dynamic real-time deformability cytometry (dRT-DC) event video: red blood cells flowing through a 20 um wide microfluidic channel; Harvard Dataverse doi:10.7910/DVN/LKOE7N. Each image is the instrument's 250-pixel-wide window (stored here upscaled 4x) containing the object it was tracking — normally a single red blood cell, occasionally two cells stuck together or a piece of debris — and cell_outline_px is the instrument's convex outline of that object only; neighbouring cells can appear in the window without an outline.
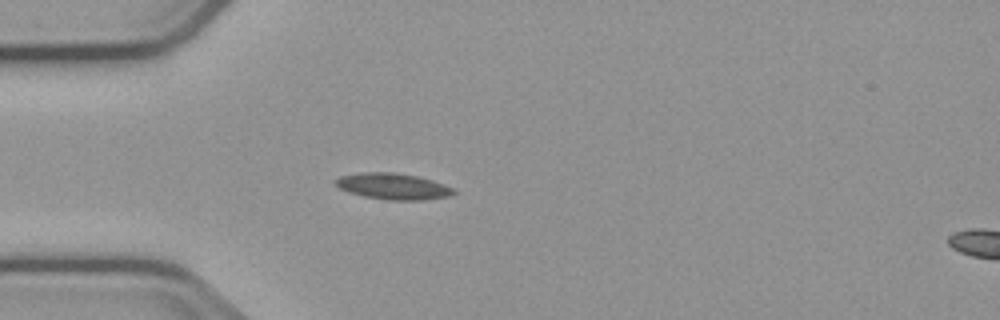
{"species": "common noctule bat (a hibernating species)", "species_latin": "Nyctalus noctula", "temperature_condition": "cold", "stored_images_in_passage": 54, "camera_frame_rate_fps": 3000, "um_per_image_px": 0.085, "animal": {"sex": "male", "body_mass_g": 23.1, "forearm_length_mm": 52.7}, "frame": {"image": 1, "passage_image": 15, "time_ms": 4.667, "image_size_px": [1000, 320], "cell_outline_px": [[456, 192], [448, 196], [424, 200], [388, 200], [364, 196], [348, 192], [340, 188], [336, 184], [336, 180], [340, 176], [364, 172], [392, 172], [416, 176], [432, 180], [444, 184], [452, 188]], "centroid_in_image_um": [33.42, 15.84], "position_along_channel_um": 51.6, "area_um2": 17.8}}
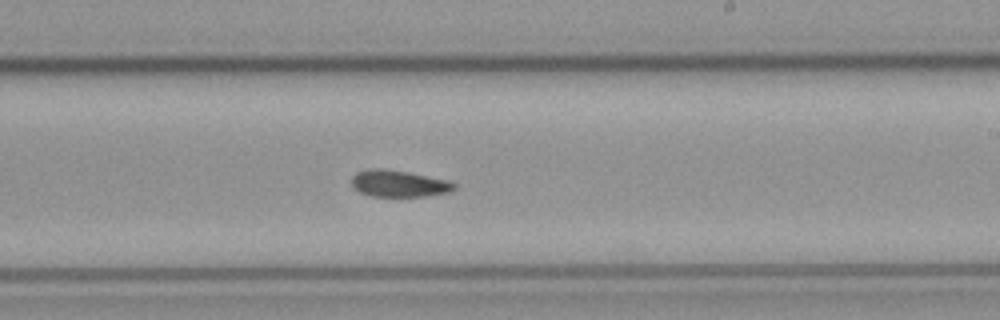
{"frame": {"image": 2, "passage_image": 32, "time_ms": 10.333, "image_size_px": [1000, 320], "cell_outline_px": [[456, 188], [452, 192], [424, 196], [372, 196], [360, 192], [352, 188], [352, 176], [356, 172], [368, 168], [384, 168], [408, 172], [448, 180], [456, 184]], "centroid_in_image_um": [33.89, 15.59], "position_along_channel_um": 255.1, "area_um2": 16.13}}
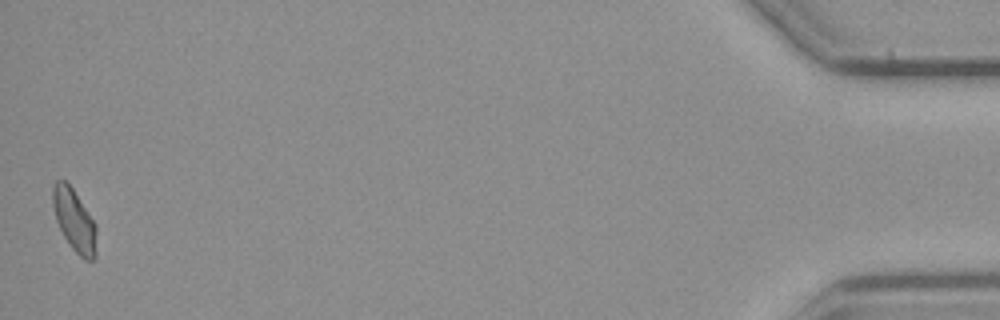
{"frame": {"image": 3, "passage_image": 54, "time_ms": 17.667, "image_size_px": [1000, 320], "cell_outline_px": [[96, 256], [92, 260], [84, 260], [72, 248], [64, 236], [56, 220], [52, 204], [52, 188], [56, 180], [64, 180], [72, 188], [96, 224]], "centroid_in_image_um": [6.32, 18.74], "position_along_channel_um": 428.9, "area_um2": 15.72}, "authors_computed_cell_mechanics": {"area_um2": 16.0684, "velocity_mm_per_s": 3.7408, "shape_relaxation_time_tau1_ms": null, "shape_relaxation_time_tau2_ms": 6.2792, "deformation_change_tau1": null, "deformation_change_tau2": 0.0973}}